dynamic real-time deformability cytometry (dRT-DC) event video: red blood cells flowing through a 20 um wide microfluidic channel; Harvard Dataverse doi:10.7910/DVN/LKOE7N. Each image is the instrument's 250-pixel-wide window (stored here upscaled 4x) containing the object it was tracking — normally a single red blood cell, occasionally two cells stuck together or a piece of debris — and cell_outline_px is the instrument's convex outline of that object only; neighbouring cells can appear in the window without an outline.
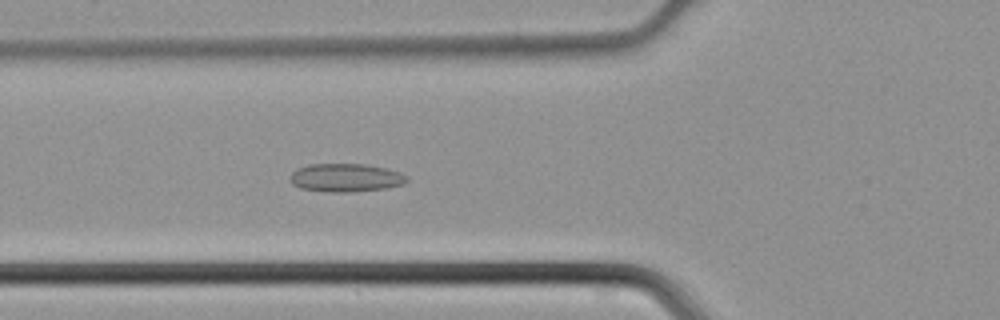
{"species": "common noctule bat (a hibernating species)", "species_latin": "Nyctalus noctula", "temperature_condition": "cold", "stored_images_in_passage": 44, "camera_frame_rate_fps": 3000, "um_per_image_px": 0.085, "animal": {"sex": "male", "body_mass_g": 21.5, "forearm_length_mm": 52.0}, "frame": {"image": 1, "passage_image": 17, "time_ms": 5.333, "image_size_px": [1000, 320], "cell_outline_px": [[408, 180], [404, 184], [388, 188], [352, 192], [328, 192], [300, 188], [292, 184], [292, 172], [296, 168], [308, 164], [364, 164], [384, 168], [400, 172], [408, 176]], "centroid_in_image_um": [29.41, 15.11], "position_along_channel_um": 96.4, "area_um2": 19.31}}
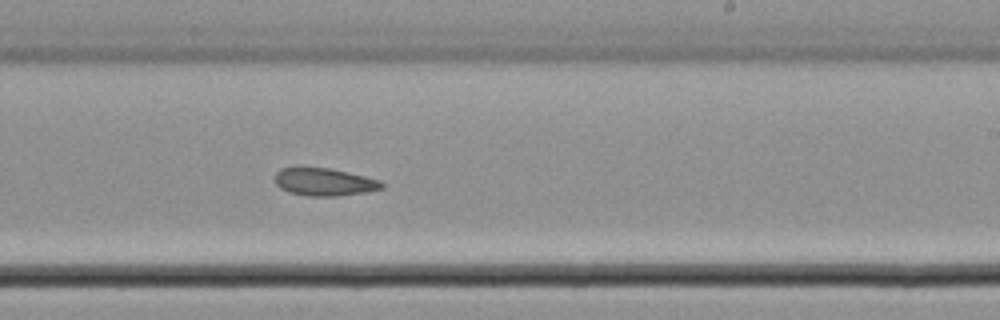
{"frame": {"image": 2, "passage_image": 28, "time_ms": 9.0, "image_size_px": [1000, 320], "cell_outline_px": [[384, 188], [364, 192], [336, 196], [304, 196], [288, 192], [280, 188], [276, 184], [276, 172], [280, 168], [328, 168], [348, 172], [380, 180], [384, 184]], "centroid_in_image_um": [27.56, 15.48], "position_along_channel_um": 261.4, "area_um2": 17.11}}
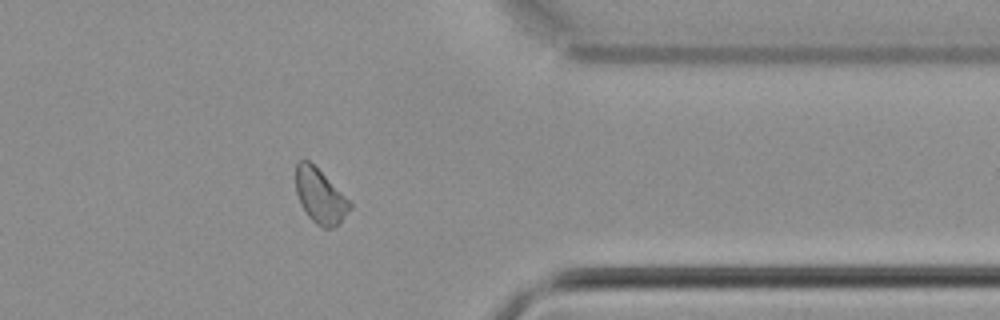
{"frame": {"image": 3, "passage_image": 37, "time_ms": 12.0, "image_size_px": [1000, 320], "cell_outline_px": [[352, 208], [340, 224], [332, 228], [324, 228], [316, 224], [308, 216], [300, 204], [296, 192], [296, 164], [300, 160], [308, 160], [352, 204]], "centroid_in_image_um": [27.2, 16.72], "position_along_channel_um": 384.2, "area_um2": 16.82}}